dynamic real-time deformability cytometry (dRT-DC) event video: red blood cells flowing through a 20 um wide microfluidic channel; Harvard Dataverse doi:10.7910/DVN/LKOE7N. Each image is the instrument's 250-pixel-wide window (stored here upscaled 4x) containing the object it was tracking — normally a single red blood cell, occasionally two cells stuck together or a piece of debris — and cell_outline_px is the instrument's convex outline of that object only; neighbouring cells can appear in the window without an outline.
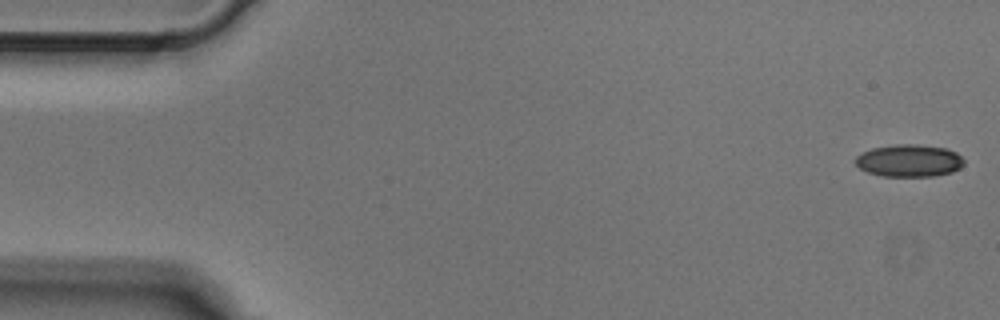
{"species": "Egyptian fruit bat (a non-hibernating species)", "species_latin": "Rousettus aegyptiacus", "temperature_condition": "cold", "stored_images_in_passage": 2, "camera_frame_rate_fps": 3000, "um_per_image_px": 0.085, "animal": {"sex": "male"}, "frame": {"image": 1, "passage_image": 1, "time_ms": 0.0, "image_size_px": [1000, 320], "cell_outline_px": [[964, 164], [960, 168], [952, 172], [936, 176], [884, 176], [868, 172], [860, 168], [856, 164], [856, 156], [872, 148], [896, 144], [916, 144], [944, 148], [956, 152], [964, 160]], "centroid_in_image_um": [77.3, 13.66], "position_along_channel_um": 7.7, "area_um2": 20.35}}